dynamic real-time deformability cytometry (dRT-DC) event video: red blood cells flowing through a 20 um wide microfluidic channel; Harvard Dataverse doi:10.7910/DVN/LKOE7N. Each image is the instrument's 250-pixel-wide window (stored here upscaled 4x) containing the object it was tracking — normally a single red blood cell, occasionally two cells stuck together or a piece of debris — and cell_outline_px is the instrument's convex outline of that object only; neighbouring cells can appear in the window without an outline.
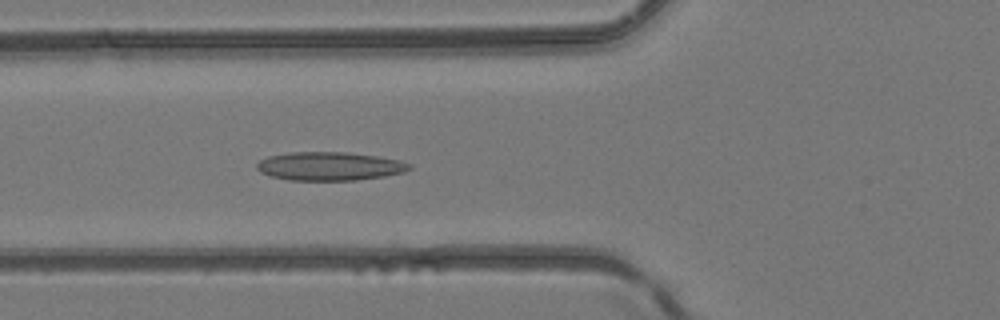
{"species": "common noctule bat (a hibernating species)", "species_latin": "Nyctalus noctula", "temperature_condition": "room temperature", "stored_images_in_passage": 48, "camera_frame_rate_fps": 3000, "um_per_image_px": 0.085, "animal": {"sex": "female", "body_mass_g": 24.6, "forearm_length_mm": 56.2}, "frame": {"image": 1, "passage_image": 18, "time_ms": 5.667, "image_size_px": [1000, 320], "cell_outline_px": [[412, 168], [404, 172], [384, 176], [356, 180], [288, 180], [272, 176], [260, 172], [256, 168], [256, 164], [260, 160], [268, 156], [292, 152], [344, 152], [376, 156], [400, 160], [412, 164]], "centroid_in_image_um": [28.02, 14.13], "position_along_channel_um": 97.8, "area_um2": 25.32}}
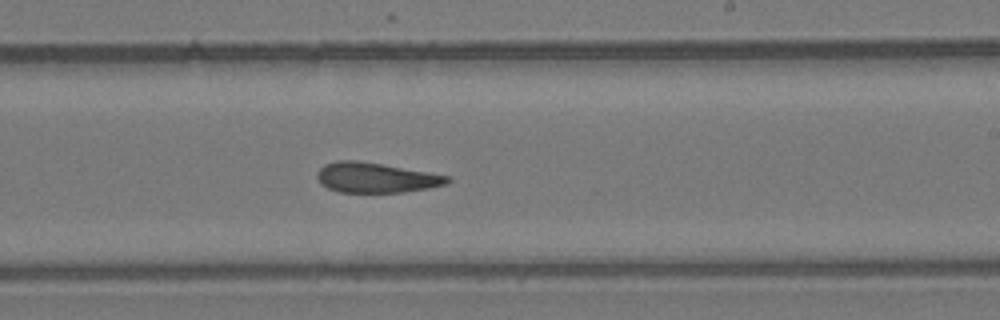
{"frame": {"image": 2, "passage_image": 29, "time_ms": 9.333, "image_size_px": [1000, 320], "cell_outline_px": [[452, 180], [448, 184], [428, 188], [404, 192], [340, 192], [328, 188], [320, 184], [316, 176], [316, 172], [324, 164], [336, 160], [356, 160], [380, 164], [448, 176]], "centroid_in_image_um": [31.9, 15.1], "position_along_channel_um": 257.1, "area_um2": 22.66}}
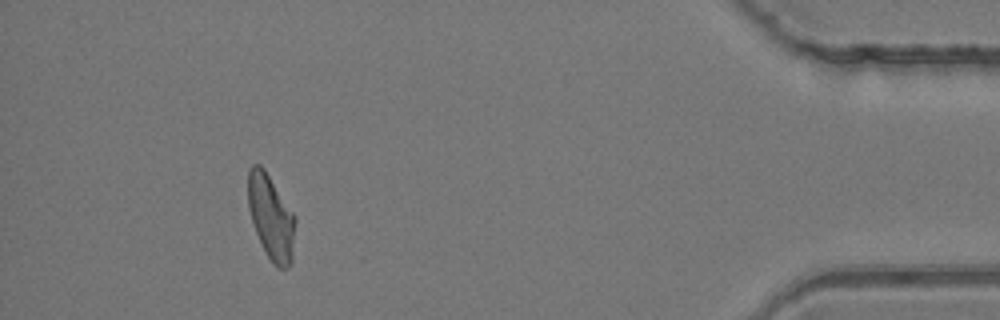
{"frame": {"image": 3, "passage_image": 44, "time_ms": 14.333, "image_size_px": [1000, 320], "cell_outline_px": [[296, 220], [292, 264], [288, 268], [276, 268], [272, 264], [256, 232], [248, 208], [248, 168], [252, 164], [260, 164], [264, 168], [296, 216]], "centroid_in_image_um": [23.06, 18.46], "position_along_channel_um": 412.1, "area_um2": 23.52}}